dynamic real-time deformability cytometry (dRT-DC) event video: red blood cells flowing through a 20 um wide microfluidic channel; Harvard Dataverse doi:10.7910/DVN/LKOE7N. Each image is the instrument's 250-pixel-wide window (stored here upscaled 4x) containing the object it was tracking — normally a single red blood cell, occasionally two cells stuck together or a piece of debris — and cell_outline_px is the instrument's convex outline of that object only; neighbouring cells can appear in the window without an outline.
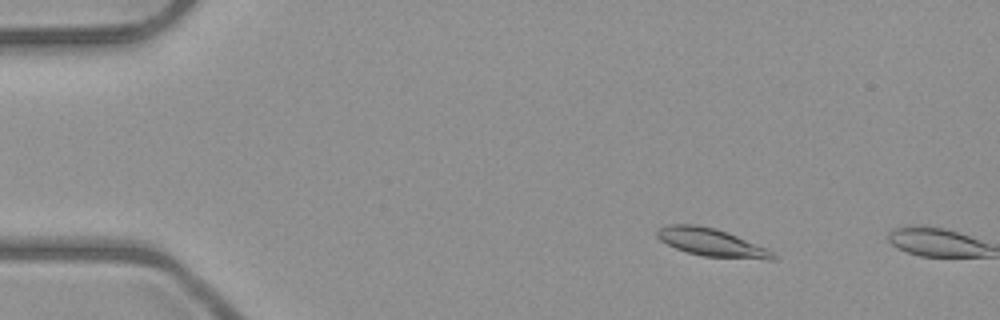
{"species": "common noctule bat (a hibernating species)", "species_latin": "Nyctalus noctula", "temperature_condition": "room temperature", "stored_images_in_passage": 4, "camera_frame_rate_fps": 3000, "um_per_image_px": 0.085, "animal": {"sex": "male", "body_mass_g": 23.1, "forearm_length_mm": 52.7}, "frame": {"image": 1, "passage_image": 3, "time_ms": 2.333, "image_size_px": [1000, 320], "cell_outline_px": [[776, 260], [764, 260], [704, 256], [688, 252], [676, 248], [660, 240], [656, 236], [656, 232], [660, 228], [668, 224], [696, 224], [712, 228], [736, 236], [768, 248], [776, 256]], "centroid_in_image_um": [60.5, 20.62], "position_along_channel_um": 24.5, "area_um2": 18.61}}